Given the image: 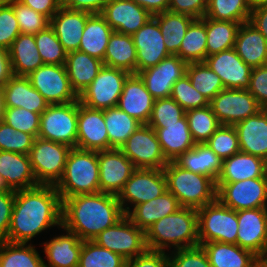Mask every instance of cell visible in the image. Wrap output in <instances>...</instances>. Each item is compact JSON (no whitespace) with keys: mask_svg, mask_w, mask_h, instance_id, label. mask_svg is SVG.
Instances as JSON below:
<instances>
[{"mask_svg":"<svg viewBox=\"0 0 267 267\" xmlns=\"http://www.w3.org/2000/svg\"><path fill=\"white\" fill-rule=\"evenodd\" d=\"M60 227L62 200L55 186L38 185L15 192L8 242L35 243L43 233Z\"/></svg>","mask_w":267,"mask_h":267,"instance_id":"6da1fadb","label":"cell"},{"mask_svg":"<svg viewBox=\"0 0 267 267\" xmlns=\"http://www.w3.org/2000/svg\"><path fill=\"white\" fill-rule=\"evenodd\" d=\"M124 216L117 195L97 192L62 200V227L82 241H93Z\"/></svg>","mask_w":267,"mask_h":267,"instance_id":"7a4b0ae2","label":"cell"},{"mask_svg":"<svg viewBox=\"0 0 267 267\" xmlns=\"http://www.w3.org/2000/svg\"><path fill=\"white\" fill-rule=\"evenodd\" d=\"M198 212L195 208L181 207L167 215L145 232L148 250L170 252L199 245Z\"/></svg>","mask_w":267,"mask_h":267,"instance_id":"3957f363","label":"cell"},{"mask_svg":"<svg viewBox=\"0 0 267 267\" xmlns=\"http://www.w3.org/2000/svg\"><path fill=\"white\" fill-rule=\"evenodd\" d=\"M55 187L61 200L100 192L98 152L72 148L64 174Z\"/></svg>","mask_w":267,"mask_h":267,"instance_id":"277c9868","label":"cell"},{"mask_svg":"<svg viewBox=\"0 0 267 267\" xmlns=\"http://www.w3.org/2000/svg\"><path fill=\"white\" fill-rule=\"evenodd\" d=\"M163 172L167 190L181 207L199 209L217 199L216 183L211 178L181 168L175 161H169Z\"/></svg>","mask_w":267,"mask_h":267,"instance_id":"5b68a950","label":"cell"},{"mask_svg":"<svg viewBox=\"0 0 267 267\" xmlns=\"http://www.w3.org/2000/svg\"><path fill=\"white\" fill-rule=\"evenodd\" d=\"M197 212L199 245L209 242L237 244V211L216 199Z\"/></svg>","mask_w":267,"mask_h":267,"instance_id":"8992f818","label":"cell"},{"mask_svg":"<svg viewBox=\"0 0 267 267\" xmlns=\"http://www.w3.org/2000/svg\"><path fill=\"white\" fill-rule=\"evenodd\" d=\"M71 149L62 143L40 137L35 138L28 155L39 185H57L64 174L65 164Z\"/></svg>","mask_w":267,"mask_h":267,"instance_id":"52a82bcc","label":"cell"},{"mask_svg":"<svg viewBox=\"0 0 267 267\" xmlns=\"http://www.w3.org/2000/svg\"><path fill=\"white\" fill-rule=\"evenodd\" d=\"M78 100L49 105L41 113L38 137L76 148Z\"/></svg>","mask_w":267,"mask_h":267,"instance_id":"ba28073f","label":"cell"},{"mask_svg":"<svg viewBox=\"0 0 267 267\" xmlns=\"http://www.w3.org/2000/svg\"><path fill=\"white\" fill-rule=\"evenodd\" d=\"M130 74L126 70L103 65L92 83L79 95L80 103L99 110L117 106Z\"/></svg>","mask_w":267,"mask_h":267,"instance_id":"9c48e42d","label":"cell"},{"mask_svg":"<svg viewBox=\"0 0 267 267\" xmlns=\"http://www.w3.org/2000/svg\"><path fill=\"white\" fill-rule=\"evenodd\" d=\"M167 191L163 169H136L117 195L126 215L134 206L157 198Z\"/></svg>","mask_w":267,"mask_h":267,"instance_id":"30bf717a","label":"cell"},{"mask_svg":"<svg viewBox=\"0 0 267 267\" xmlns=\"http://www.w3.org/2000/svg\"><path fill=\"white\" fill-rule=\"evenodd\" d=\"M93 241L100 247L120 254L126 260L135 258L147 250L145 232L126 215L114 226L98 234Z\"/></svg>","mask_w":267,"mask_h":267,"instance_id":"8fae6325","label":"cell"},{"mask_svg":"<svg viewBox=\"0 0 267 267\" xmlns=\"http://www.w3.org/2000/svg\"><path fill=\"white\" fill-rule=\"evenodd\" d=\"M136 169H164L169 162L161 149L155 130L141 124L119 148Z\"/></svg>","mask_w":267,"mask_h":267,"instance_id":"7c38bea8","label":"cell"},{"mask_svg":"<svg viewBox=\"0 0 267 267\" xmlns=\"http://www.w3.org/2000/svg\"><path fill=\"white\" fill-rule=\"evenodd\" d=\"M209 105L221 125L234 126L263 109L248 89H223Z\"/></svg>","mask_w":267,"mask_h":267,"instance_id":"4fadbf2b","label":"cell"},{"mask_svg":"<svg viewBox=\"0 0 267 267\" xmlns=\"http://www.w3.org/2000/svg\"><path fill=\"white\" fill-rule=\"evenodd\" d=\"M217 199L235 211L267 207V178L216 183Z\"/></svg>","mask_w":267,"mask_h":267,"instance_id":"5bb4252c","label":"cell"},{"mask_svg":"<svg viewBox=\"0 0 267 267\" xmlns=\"http://www.w3.org/2000/svg\"><path fill=\"white\" fill-rule=\"evenodd\" d=\"M49 105L79 100L72 89L65 65L43 64L27 76Z\"/></svg>","mask_w":267,"mask_h":267,"instance_id":"9a60e30c","label":"cell"},{"mask_svg":"<svg viewBox=\"0 0 267 267\" xmlns=\"http://www.w3.org/2000/svg\"><path fill=\"white\" fill-rule=\"evenodd\" d=\"M55 231L58 234L53 232L55 235L37 244L44 253V267H78L83 241L63 227Z\"/></svg>","mask_w":267,"mask_h":267,"instance_id":"2e32d148","label":"cell"},{"mask_svg":"<svg viewBox=\"0 0 267 267\" xmlns=\"http://www.w3.org/2000/svg\"><path fill=\"white\" fill-rule=\"evenodd\" d=\"M100 192L118 195L136 170L133 162L120 150L98 152Z\"/></svg>","mask_w":267,"mask_h":267,"instance_id":"e0dca14e","label":"cell"},{"mask_svg":"<svg viewBox=\"0 0 267 267\" xmlns=\"http://www.w3.org/2000/svg\"><path fill=\"white\" fill-rule=\"evenodd\" d=\"M187 65L179 56L170 55L156 66L140 71L138 75L155 100L169 98L174 83L186 75Z\"/></svg>","mask_w":267,"mask_h":267,"instance_id":"ac0fdd59","label":"cell"},{"mask_svg":"<svg viewBox=\"0 0 267 267\" xmlns=\"http://www.w3.org/2000/svg\"><path fill=\"white\" fill-rule=\"evenodd\" d=\"M237 245L259 258L267 252V207L237 211Z\"/></svg>","mask_w":267,"mask_h":267,"instance_id":"d6986e66","label":"cell"},{"mask_svg":"<svg viewBox=\"0 0 267 267\" xmlns=\"http://www.w3.org/2000/svg\"><path fill=\"white\" fill-rule=\"evenodd\" d=\"M76 148L96 152L109 150L104 110L89 108L79 100Z\"/></svg>","mask_w":267,"mask_h":267,"instance_id":"ffe728a7","label":"cell"},{"mask_svg":"<svg viewBox=\"0 0 267 267\" xmlns=\"http://www.w3.org/2000/svg\"><path fill=\"white\" fill-rule=\"evenodd\" d=\"M136 47V74L149 67L156 66L170 56L157 20L152 17L144 26L132 35Z\"/></svg>","mask_w":267,"mask_h":267,"instance_id":"44dd1931","label":"cell"},{"mask_svg":"<svg viewBox=\"0 0 267 267\" xmlns=\"http://www.w3.org/2000/svg\"><path fill=\"white\" fill-rule=\"evenodd\" d=\"M206 65L221 79L226 89H248L252 68L236 53L234 48L207 56Z\"/></svg>","mask_w":267,"mask_h":267,"instance_id":"7402d4cb","label":"cell"},{"mask_svg":"<svg viewBox=\"0 0 267 267\" xmlns=\"http://www.w3.org/2000/svg\"><path fill=\"white\" fill-rule=\"evenodd\" d=\"M101 15L119 33L133 35L153 16L132 0H109Z\"/></svg>","mask_w":267,"mask_h":267,"instance_id":"603a6c76","label":"cell"},{"mask_svg":"<svg viewBox=\"0 0 267 267\" xmlns=\"http://www.w3.org/2000/svg\"><path fill=\"white\" fill-rule=\"evenodd\" d=\"M154 101L142 78L131 73L124 83L117 106L141 124H148Z\"/></svg>","mask_w":267,"mask_h":267,"instance_id":"cb8c5ba5","label":"cell"},{"mask_svg":"<svg viewBox=\"0 0 267 267\" xmlns=\"http://www.w3.org/2000/svg\"><path fill=\"white\" fill-rule=\"evenodd\" d=\"M2 107L25 108L31 112L41 114L49 106L48 102L31 84L25 76L13 75L3 87Z\"/></svg>","mask_w":267,"mask_h":267,"instance_id":"d4e9b609","label":"cell"},{"mask_svg":"<svg viewBox=\"0 0 267 267\" xmlns=\"http://www.w3.org/2000/svg\"><path fill=\"white\" fill-rule=\"evenodd\" d=\"M91 13L71 10L63 6L50 19V27L68 53L79 50L87 18Z\"/></svg>","mask_w":267,"mask_h":267,"instance_id":"484cf974","label":"cell"},{"mask_svg":"<svg viewBox=\"0 0 267 267\" xmlns=\"http://www.w3.org/2000/svg\"><path fill=\"white\" fill-rule=\"evenodd\" d=\"M240 151L263 158L267 162V112L261 109L256 115L234 125Z\"/></svg>","mask_w":267,"mask_h":267,"instance_id":"4316f807","label":"cell"},{"mask_svg":"<svg viewBox=\"0 0 267 267\" xmlns=\"http://www.w3.org/2000/svg\"><path fill=\"white\" fill-rule=\"evenodd\" d=\"M253 178H267V162L261 157L239 151L222 160V170L216 183H234Z\"/></svg>","mask_w":267,"mask_h":267,"instance_id":"83f0119b","label":"cell"},{"mask_svg":"<svg viewBox=\"0 0 267 267\" xmlns=\"http://www.w3.org/2000/svg\"><path fill=\"white\" fill-rule=\"evenodd\" d=\"M0 174L14 191L39 185L34 176L29 155L0 151Z\"/></svg>","mask_w":267,"mask_h":267,"instance_id":"f1b7e54d","label":"cell"},{"mask_svg":"<svg viewBox=\"0 0 267 267\" xmlns=\"http://www.w3.org/2000/svg\"><path fill=\"white\" fill-rule=\"evenodd\" d=\"M181 208L177 198L168 190L150 201L134 206L126 216L144 232L161 218Z\"/></svg>","mask_w":267,"mask_h":267,"instance_id":"f546056e","label":"cell"},{"mask_svg":"<svg viewBox=\"0 0 267 267\" xmlns=\"http://www.w3.org/2000/svg\"><path fill=\"white\" fill-rule=\"evenodd\" d=\"M234 49L251 68L267 64V41L249 22L241 23Z\"/></svg>","mask_w":267,"mask_h":267,"instance_id":"4dcf8cb0","label":"cell"},{"mask_svg":"<svg viewBox=\"0 0 267 267\" xmlns=\"http://www.w3.org/2000/svg\"><path fill=\"white\" fill-rule=\"evenodd\" d=\"M201 246L211 267H254L260 260L253 252L237 244L209 242Z\"/></svg>","mask_w":267,"mask_h":267,"instance_id":"1f68e13d","label":"cell"},{"mask_svg":"<svg viewBox=\"0 0 267 267\" xmlns=\"http://www.w3.org/2000/svg\"><path fill=\"white\" fill-rule=\"evenodd\" d=\"M168 161L176 160L181 154L192 149L196 143L190 133L186 116L177 124L165 125V128H153Z\"/></svg>","mask_w":267,"mask_h":267,"instance_id":"d6a6232c","label":"cell"},{"mask_svg":"<svg viewBox=\"0 0 267 267\" xmlns=\"http://www.w3.org/2000/svg\"><path fill=\"white\" fill-rule=\"evenodd\" d=\"M103 61L81 51L67 53L65 68L70 84L79 96L97 76Z\"/></svg>","mask_w":267,"mask_h":267,"instance_id":"836d02e7","label":"cell"},{"mask_svg":"<svg viewBox=\"0 0 267 267\" xmlns=\"http://www.w3.org/2000/svg\"><path fill=\"white\" fill-rule=\"evenodd\" d=\"M8 53L12 73L15 76L27 77L44 64L36 46L34 34H20L13 41Z\"/></svg>","mask_w":267,"mask_h":267,"instance_id":"e575fe53","label":"cell"},{"mask_svg":"<svg viewBox=\"0 0 267 267\" xmlns=\"http://www.w3.org/2000/svg\"><path fill=\"white\" fill-rule=\"evenodd\" d=\"M174 161L181 168L205 175L215 183L222 170V159L206 143L196 144Z\"/></svg>","mask_w":267,"mask_h":267,"instance_id":"d590c367","label":"cell"},{"mask_svg":"<svg viewBox=\"0 0 267 267\" xmlns=\"http://www.w3.org/2000/svg\"><path fill=\"white\" fill-rule=\"evenodd\" d=\"M113 31L101 14H91L87 18L78 51L103 61Z\"/></svg>","mask_w":267,"mask_h":267,"instance_id":"8d00e7d4","label":"cell"},{"mask_svg":"<svg viewBox=\"0 0 267 267\" xmlns=\"http://www.w3.org/2000/svg\"><path fill=\"white\" fill-rule=\"evenodd\" d=\"M137 54L132 35L113 31L109 38L103 65L136 73Z\"/></svg>","mask_w":267,"mask_h":267,"instance_id":"74e56055","label":"cell"},{"mask_svg":"<svg viewBox=\"0 0 267 267\" xmlns=\"http://www.w3.org/2000/svg\"><path fill=\"white\" fill-rule=\"evenodd\" d=\"M33 243L0 242V267H44L42 252Z\"/></svg>","mask_w":267,"mask_h":267,"instance_id":"f35d334b","label":"cell"},{"mask_svg":"<svg viewBox=\"0 0 267 267\" xmlns=\"http://www.w3.org/2000/svg\"><path fill=\"white\" fill-rule=\"evenodd\" d=\"M153 17L160 26L168 53L170 55H177L186 31L195 19L188 15L170 11L158 13Z\"/></svg>","mask_w":267,"mask_h":267,"instance_id":"ab89813d","label":"cell"},{"mask_svg":"<svg viewBox=\"0 0 267 267\" xmlns=\"http://www.w3.org/2000/svg\"><path fill=\"white\" fill-rule=\"evenodd\" d=\"M104 120L109 138V149H119L137 130L141 123L118 106L104 110Z\"/></svg>","mask_w":267,"mask_h":267,"instance_id":"60d3db41","label":"cell"},{"mask_svg":"<svg viewBox=\"0 0 267 267\" xmlns=\"http://www.w3.org/2000/svg\"><path fill=\"white\" fill-rule=\"evenodd\" d=\"M241 23L214 20L205 17L207 34L206 57L223 50L234 48Z\"/></svg>","mask_w":267,"mask_h":267,"instance_id":"b9f144b4","label":"cell"},{"mask_svg":"<svg viewBox=\"0 0 267 267\" xmlns=\"http://www.w3.org/2000/svg\"><path fill=\"white\" fill-rule=\"evenodd\" d=\"M207 34L205 16L195 19L188 27L177 56L187 64L204 62L206 59Z\"/></svg>","mask_w":267,"mask_h":267,"instance_id":"7bdbcfd3","label":"cell"},{"mask_svg":"<svg viewBox=\"0 0 267 267\" xmlns=\"http://www.w3.org/2000/svg\"><path fill=\"white\" fill-rule=\"evenodd\" d=\"M186 74L192 86L204 95L209 102L225 89L220 77L205 62L188 64Z\"/></svg>","mask_w":267,"mask_h":267,"instance_id":"ee69618b","label":"cell"},{"mask_svg":"<svg viewBox=\"0 0 267 267\" xmlns=\"http://www.w3.org/2000/svg\"><path fill=\"white\" fill-rule=\"evenodd\" d=\"M185 116L188 121L190 133L196 144L206 143L221 125L210 105L188 110Z\"/></svg>","mask_w":267,"mask_h":267,"instance_id":"f6af8a7d","label":"cell"},{"mask_svg":"<svg viewBox=\"0 0 267 267\" xmlns=\"http://www.w3.org/2000/svg\"><path fill=\"white\" fill-rule=\"evenodd\" d=\"M251 9L246 0H207L205 17L232 21L238 23L249 22Z\"/></svg>","mask_w":267,"mask_h":267,"instance_id":"bcb514c9","label":"cell"},{"mask_svg":"<svg viewBox=\"0 0 267 267\" xmlns=\"http://www.w3.org/2000/svg\"><path fill=\"white\" fill-rule=\"evenodd\" d=\"M78 267H127V260L94 241H83Z\"/></svg>","mask_w":267,"mask_h":267,"instance_id":"7dc6e473","label":"cell"},{"mask_svg":"<svg viewBox=\"0 0 267 267\" xmlns=\"http://www.w3.org/2000/svg\"><path fill=\"white\" fill-rule=\"evenodd\" d=\"M34 38L44 64L65 65L67 52L50 26L34 34Z\"/></svg>","mask_w":267,"mask_h":267,"instance_id":"c3c4849f","label":"cell"},{"mask_svg":"<svg viewBox=\"0 0 267 267\" xmlns=\"http://www.w3.org/2000/svg\"><path fill=\"white\" fill-rule=\"evenodd\" d=\"M186 111L171 97L156 99L148 124L151 128H165V125L177 124Z\"/></svg>","mask_w":267,"mask_h":267,"instance_id":"681fc988","label":"cell"},{"mask_svg":"<svg viewBox=\"0 0 267 267\" xmlns=\"http://www.w3.org/2000/svg\"><path fill=\"white\" fill-rule=\"evenodd\" d=\"M40 116L41 114L25 108L3 107L0 119L15 130L32 134L36 138L40 127Z\"/></svg>","mask_w":267,"mask_h":267,"instance_id":"f907efd6","label":"cell"},{"mask_svg":"<svg viewBox=\"0 0 267 267\" xmlns=\"http://www.w3.org/2000/svg\"><path fill=\"white\" fill-rule=\"evenodd\" d=\"M206 144L222 160L233 156L240 151L237 131L234 126L220 125Z\"/></svg>","mask_w":267,"mask_h":267,"instance_id":"816d5d0a","label":"cell"},{"mask_svg":"<svg viewBox=\"0 0 267 267\" xmlns=\"http://www.w3.org/2000/svg\"><path fill=\"white\" fill-rule=\"evenodd\" d=\"M170 97L185 111L209 105L207 98L192 86L187 74L174 83Z\"/></svg>","mask_w":267,"mask_h":267,"instance_id":"f5cc1de1","label":"cell"},{"mask_svg":"<svg viewBox=\"0 0 267 267\" xmlns=\"http://www.w3.org/2000/svg\"><path fill=\"white\" fill-rule=\"evenodd\" d=\"M34 141L32 134L15 130L0 119V151L28 155Z\"/></svg>","mask_w":267,"mask_h":267,"instance_id":"db71d44e","label":"cell"},{"mask_svg":"<svg viewBox=\"0 0 267 267\" xmlns=\"http://www.w3.org/2000/svg\"><path fill=\"white\" fill-rule=\"evenodd\" d=\"M14 14L17 18L21 34H37L50 26V20L29 8L28 6L16 1L12 5Z\"/></svg>","mask_w":267,"mask_h":267,"instance_id":"11a10c76","label":"cell"},{"mask_svg":"<svg viewBox=\"0 0 267 267\" xmlns=\"http://www.w3.org/2000/svg\"><path fill=\"white\" fill-rule=\"evenodd\" d=\"M170 267H211L201 245L168 252Z\"/></svg>","mask_w":267,"mask_h":267,"instance_id":"9f6ffc18","label":"cell"},{"mask_svg":"<svg viewBox=\"0 0 267 267\" xmlns=\"http://www.w3.org/2000/svg\"><path fill=\"white\" fill-rule=\"evenodd\" d=\"M20 34L12 5L0 7V49L9 50Z\"/></svg>","mask_w":267,"mask_h":267,"instance_id":"6f0895ef","label":"cell"},{"mask_svg":"<svg viewBox=\"0 0 267 267\" xmlns=\"http://www.w3.org/2000/svg\"><path fill=\"white\" fill-rule=\"evenodd\" d=\"M248 91L262 108L267 106V64L252 68Z\"/></svg>","mask_w":267,"mask_h":267,"instance_id":"680465c9","label":"cell"},{"mask_svg":"<svg viewBox=\"0 0 267 267\" xmlns=\"http://www.w3.org/2000/svg\"><path fill=\"white\" fill-rule=\"evenodd\" d=\"M207 10V0H170L168 11L201 19Z\"/></svg>","mask_w":267,"mask_h":267,"instance_id":"91938a15","label":"cell"},{"mask_svg":"<svg viewBox=\"0 0 267 267\" xmlns=\"http://www.w3.org/2000/svg\"><path fill=\"white\" fill-rule=\"evenodd\" d=\"M127 267H170L168 252L146 250L127 260Z\"/></svg>","mask_w":267,"mask_h":267,"instance_id":"94428289","label":"cell"},{"mask_svg":"<svg viewBox=\"0 0 267 267\" xmlns=\"http://www.w3.org/2000/svg\"><path fill=\"white\" fill-rule=\"evenodd\" d=\"M15 202V192L0 193V242L7 241Z\"/></svg>","mask_w":267,"mask_h":267,"instance_id":"6125c7cd","label":"cell"},{"mask_svg":"<svg viewBox=\"0 0 267 267\" xmlns=\"http://www.w3.org/2000/svg\"><path fill=\"white\" fill-rule=\"evenodd\" d=\"M109 0H62V6L91 14H101Z\"/></svg>","mask_w":267,"mask_h":267,"instance_id":"be15d7a7","label":"cell"},{"mask_svg":"<svg viewBox=\"0 0 267 267\" xmlns=\"http://www.w3.org/2000/svg\"><path fill=\"white\" fill-rule=\"evenodd\" d=\"M19 2L46 16L49 20L62 6V0H19Z\"/></svg>","mask_w":267,"mask_h":267,"instance_id":"e7e4bbea","label":"cell"},{"mask_svg":"<svg viewBox=\"0 0 267 267\" xmlns=\"http://www.w3.org/2000/svg\"><path fill=\"white\" fill-rule=\"evenodd\" d=\"M249 23L254 26L267 41V5L252 9Z\"/></svg>","mask_w":267,"mask_h":267,"instance_id":"03108f58","label":"cell"},{"mask_svg":"<svg viewBox=\"0 0 267 267\" xmlns=\"http://www.w3.org/2000/svg\"><path fill=\"white\" fill-rule=\"evenodd\" d=\"M146 9L152 16L168 11L170 0H132Z\"/></svg>","mask_w":267,"mask_h":267,"instance_id":"003e7915","label":"cell"},{"mask_svg":"<svg viewBox=\"0 0 267 267\" xmlns=\"http://www.w3.org/2000/svg\"><path fill=\"white\" fill-rule=\"evenodd\" d=\"M13 76L8 50L0 49V87Z\"/></svg>","mask_w":267,"mask_h":267,"instance_id":"a7ac6f4b","label":"cell"},{"mask_svg":"<svg viewBox=\"0 0 267 267\" xmlns=\"http://www.w3.org/2000/svg\"><path fill=\"white\" fill-rule=\"evenodd\" d=\"M6 192H16L14 191L7 181L4 179V177L0 174V193H6Z\"/></svg>","mask_w":267,"mask_h":267,"instance_id":"89a4df30","label":"cell"},{"mask_svg":"<svg viewBox=\"0 0 267 267\" xmlns=\"http://www.w3.org/2000/svg\"><path fill=\"white\" fill-rule=\"evenodd\" d=\"M246 3L252 10L256 7L267 5V0H246Z\"/></svg>","mask_w":267,"mask_h":267,"instance_id":"2644e50d","label":"cell"},{"mask_svg":"<svg viewBox=\"0 0 267 267\" xmlns=\"http://www.w3.org/2000/svg\"><path fill=\"white\" fill-rule=\"evenodd\" d=\"M16 1L19 0H0V7L13 5Z\"/></svg>","mask_w":267,"mask_h":267,"instance_id":"8c879c8a","label":"cell"},{"mask_svg":"<svg viewBox=\"0 0 267 267\" xmlns=\"http://www.w3.org/2000/svg\"><path fill=\"white\" fill-rule=\"evenodd\" d=\"M260 261L267 267V252L260 257Z\"/></svg>","mask_w":267,"mask_h":267,"instance_id":"753ad0ef","label":"cell"},{"mask_svg":"<svg viewBox=\"0 0 267 267\" xmlns=\"http://www.w3.org/2000/svg\"><path fill=\"white\" fill-rule=\"evenodd\" d=\"M2 110H3V107H2V92H1V87H0V118H1Z\"/></svg>","mask_w":267,"mask_h":267,"instance_id":"34e18365","label":"cell"},{"mask_svg":"<svg viewBox=\"0 0 267 267\" xmlns=\"http://www.w3.org/2000/svg\"><path fill=\"white\" fill-rule=\"evenodd\" d=\"M254 267H266L260 260Z\"/></svg>","mask_w":267,"mask_h":267,"instance_id":"11e5206c","label":"cell"}]
</instances>
